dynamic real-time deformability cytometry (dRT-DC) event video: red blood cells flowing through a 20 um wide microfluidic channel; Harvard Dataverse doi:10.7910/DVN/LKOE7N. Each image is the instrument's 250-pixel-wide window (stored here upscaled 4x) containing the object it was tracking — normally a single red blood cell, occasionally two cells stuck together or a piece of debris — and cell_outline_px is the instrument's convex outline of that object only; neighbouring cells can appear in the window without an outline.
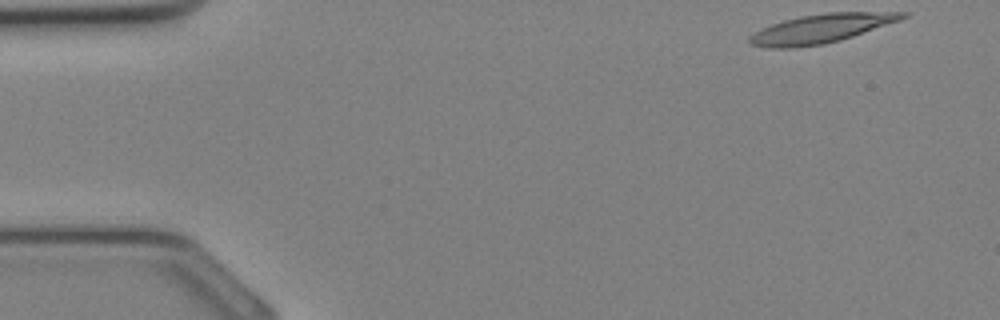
{"species": "Egyptian fruit bat (a non-hibernating species)", "species_latin": "Rousettus aegyptiacus", "temperature_condition": "cold", "stored_images_in_passage": 4, "camera_frame_rate_fps": 3000, "um_per_image_px": 0.085, "animal": {"sex": "female"}, "frame": {"image": 1, "passage_image": 1, "time_ms": 0.0, "image_size_px": [1000, 320], "cell_outline_px": [[908, 16], [900, 20], [840, 40], [824, 44], [792, 48], [768, 48], [752, 44], [748, 40], [756, 32], [772, 24], [784, 20], [800, 16], [828, 12], [908, 12]], "centroid_in_image_um": [69.82, 2.42], "position_along_channel_um": 15.2, "area_um2": 25.32}}